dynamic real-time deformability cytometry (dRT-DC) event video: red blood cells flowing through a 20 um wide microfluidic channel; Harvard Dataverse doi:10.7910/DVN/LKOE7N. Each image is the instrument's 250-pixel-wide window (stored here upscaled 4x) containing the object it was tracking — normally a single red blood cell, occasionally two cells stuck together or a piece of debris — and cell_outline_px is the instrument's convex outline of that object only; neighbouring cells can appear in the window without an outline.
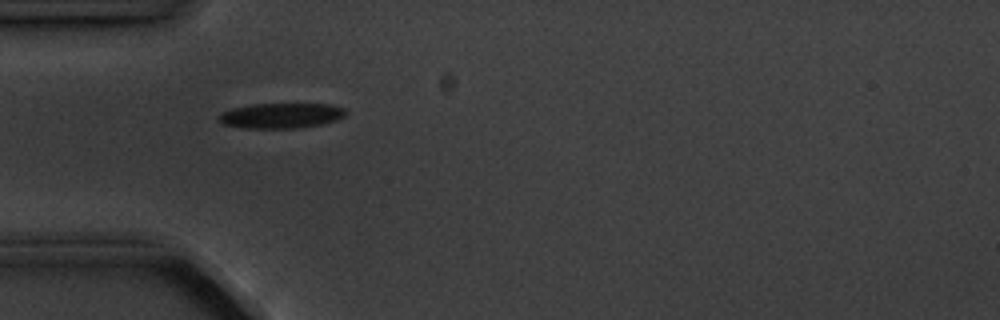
{"species": "common noctule bat (a hibernating species)", "species_latin": "Nyctalus noctula", "temperature_condition": "cold", "stored_images_in_passage": 7, "camera_frame_rate_fps": 3000, "um_per_image_px": 0.085, "animal": {"sex": "male", "body_mass_g": 20.1, "forearm_length_mm": 53.5}, "frame": {"image": 1, "passage_image": 1, "time_ms": 0.0, "image_size_px": [1000, 320], "cell_outline_px": [[348, 112], [344, 116], [336, 120], [320, 124], [300, 128], [244, 128], [224, 124], [216, 120], [216, 116], [220, 112], [232, 108], [252, 104], [332, 104], [344, 108]], "centroid_in_image_um": [23.86, 9.82], "position_along_channel_um": 61.1, "area_um2": 18.84}}
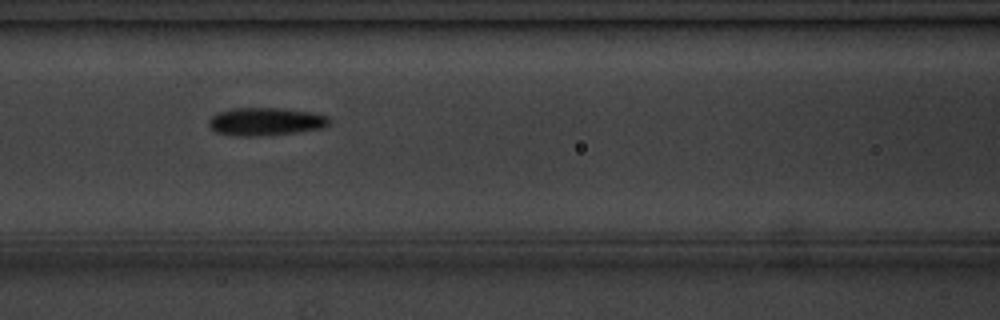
{"frame": {"image": 2, "passage_image": 3, "time_ms": 2.333, "image_size_px": [1000, 320], "cell_outline_px": [[332, 120], [324, 128], [296, 132], [260, 136], [236, 136], [216, 132], [208, 124], [208, 120], [216, 112], [232, 108], [280, 108], [312, 112], [328, 116]], "centroid_in_image_um": [22.58, 10.33], "position_along_channel_um": 144.0, "area_um2": 19.77}}